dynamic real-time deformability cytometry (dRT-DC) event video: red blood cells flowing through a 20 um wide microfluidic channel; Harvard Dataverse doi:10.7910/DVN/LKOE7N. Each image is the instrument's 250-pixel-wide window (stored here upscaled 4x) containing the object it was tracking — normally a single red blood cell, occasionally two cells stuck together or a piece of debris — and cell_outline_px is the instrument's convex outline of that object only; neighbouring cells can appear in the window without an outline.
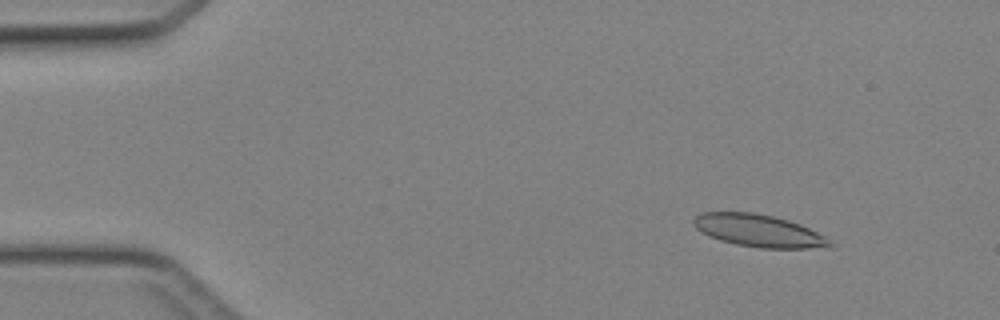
{"species": "Egyptian fruit bat (a non-hibernating species)", "species_latin": "Rousettus aegyptiacus", "temperature_condition": "cold", "stored_images_in_passage": 45, "camera_frame_rate_fps": 3000, "um_per_image_px": 0.085, "animal": {"sex": "female"}, "frame": {"image": 1, "passage_image": 5, "time_ms": 1.333, "image_size_px": [1000, 320], "cell_outline_px": [[836, 244], [832, 248], [760, 248], [736, 244], [720, 240], [708, 236], [696, 228], [692, 224], [692, 220], [696, 216], [704, 212], [752, 212], [772, 216], [788, 220], [800, 224], [832, 240]], "centroid_in_image_um": [64.52, 19.62], "position_along_channel_um": 20.5, "area_um2": 25.84}}
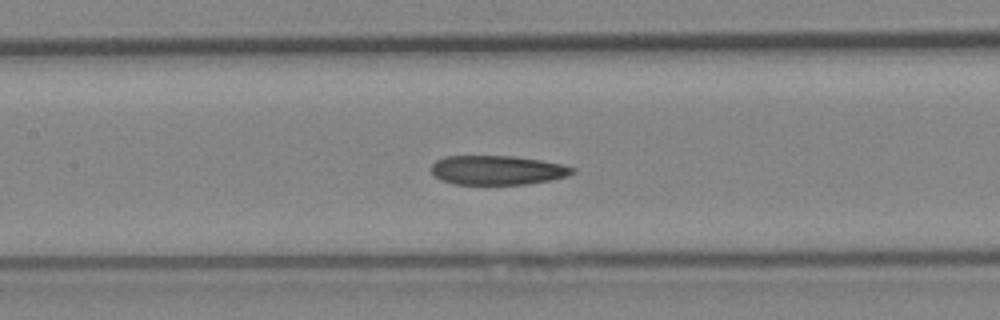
{"frame": {"image": 2, "passage_image": 21, "time_ms": 6.667, "image_size_px": [1000, 320], "cell_outline_px": [[576, 172], [568, 176], [552, 180], [528, 184], [452, 184], [440, 180], [432, 172], [432, 164], [436, 160], [444, 156], [512, 156], [540, 160], [560, 164], [576, 168]], "centroid_in_image_um": [42.29, 14.47], "position_along_channel_um": 165.1, "area_um2": 24.16}}
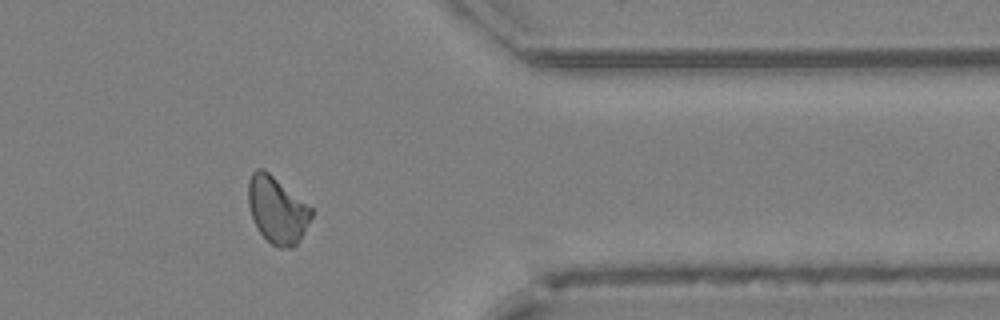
{"frame": {"image": 3, "passage_image": 37, "time_ms": 12.0, "image_size_px": [1000, 320], "cell_outline_px": [[312, 216], [304, 232], [296, 244], [292, 248], [280, 248], [272, 244], [260, 232], [252, 216], [248, 204], [248, 180], [252, 172], [256, 168], [264, 168], [312, 208]], "centroid_in_image_um": [23.54, 17.82], "position_along_channel_um": 387.9, "area_um2": 24.28}}